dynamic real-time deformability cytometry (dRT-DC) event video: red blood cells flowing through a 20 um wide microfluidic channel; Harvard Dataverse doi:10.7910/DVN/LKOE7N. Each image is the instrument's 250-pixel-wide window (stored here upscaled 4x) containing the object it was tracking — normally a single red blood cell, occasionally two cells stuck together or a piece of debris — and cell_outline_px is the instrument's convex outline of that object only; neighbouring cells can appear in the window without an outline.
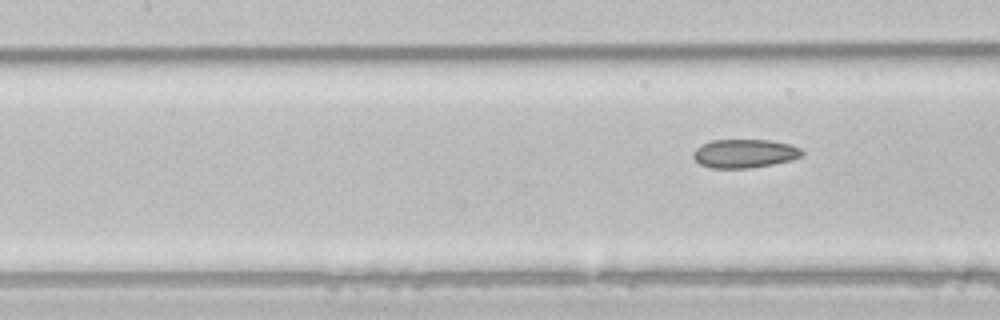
{"species": "common noctule bat (a hibernating species)", "species_latin": "Nyctalus noctula", "temperature_condition": "room temperature", "stored_images_in_passage": 4, "segment_of_instrument_passage": [2, 2], "camera_frame_rate_fps": 3000, "um_per_image_px": 0.085, "animal": {"sex": "male", "body_mass_g": 21.5, "forearm_length_mm": 52.0}, "frame": {"image": 1, "passage_image": 4, "time_ms": 1.0, "image_size_px": [1000, 320], "cell_outline_px": [[804, 156], [792, 160], [772, 164], [748, 168], [712, 168], [700, 164], [692, 156], [692, 152], [696, 148], [712, 140], [772, 140], [788, 144], [800, 148], [804, 152]], "centroid_in_image_um": [63.31, 13.05], "position_along_channel_um": 144.1, "area_um2": 18.15}}